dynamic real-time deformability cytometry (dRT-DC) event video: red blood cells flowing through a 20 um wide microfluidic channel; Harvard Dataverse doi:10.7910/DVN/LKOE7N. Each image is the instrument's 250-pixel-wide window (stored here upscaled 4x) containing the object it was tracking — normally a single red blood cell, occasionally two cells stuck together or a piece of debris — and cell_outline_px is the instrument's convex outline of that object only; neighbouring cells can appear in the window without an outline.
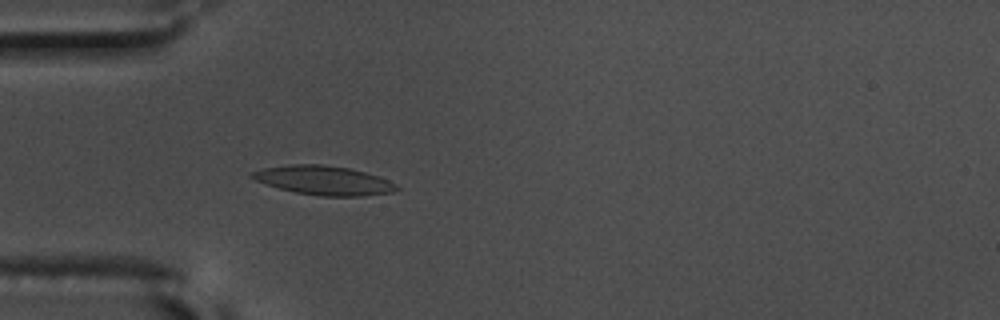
{"species": "common noctule bat (a hibernating species)", "species_latin": "Nyctalus noctula", "temperature_condition": "warm", "stored_images_in_passage": 56, "camera_frame_rate_fps": 3000, "um_per_image_px": 0.085, "animal": {"sex": "male", "body_mass_g": 17.5, "forearm_length_mm": 52.3}, "frame": {"image": 1, "passage_image": 17, "time_ms": 5.333, "image_size_px": [1000, 320], "cell_outline_px": [[400, 188], [392, 192], [360, 196], [320, 196], [296, 192], [280, 188], [256, 180], [248, 176], [248, 172], [264, 168], [292, 164], [320, 164], [348, 168], [380, 176], [396, 184]], "centroid_in_image_um": [27.51, 15.33], "position_along_channel_um": 57.5, "area_um2": 24.33}}
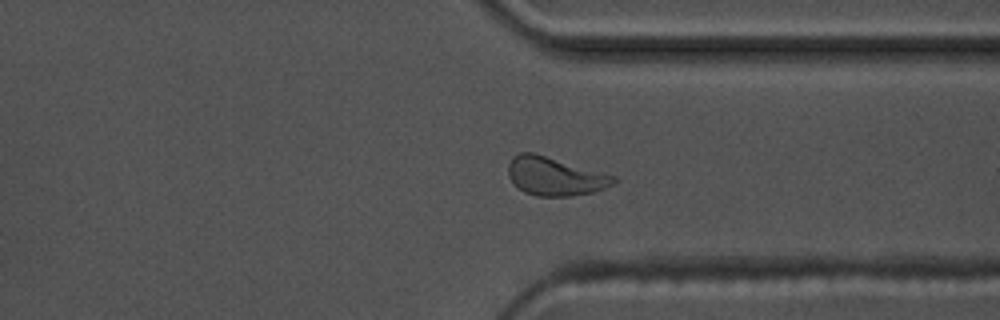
{"frame": {"image": 2, "passage_image": 43, "time_ms": 14.0, "image_size_px": [1000, 320], "cell_outline_px": [[616, 180], [612, 184], [604, 188], [592, 192], [572, 196], [536, 196], [524, 192], [508, 176], [508, 164], [512, 156], [520, 152], [532, 152], [616, 176]], "centroid_in_image_um": [47.14, 14.98], "position_along_channel_um": 364.3, "area_um2": 23.35}}
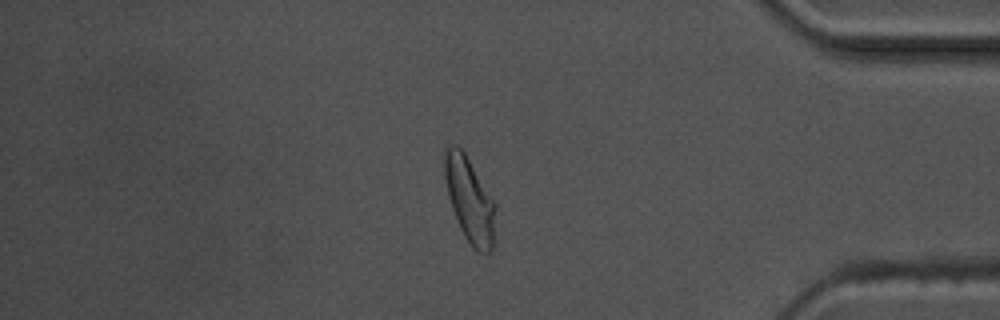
{"frame": {"image": 3, "passage_image": 48, "time_ms": 15.667, "image_size_px": [1000, 320], "cell_outline_px": [[496, 208], [492, 252], [480, 252], [464, 236], [460, 228], [452, 208], [448, 196], [444, 176], [444, 148], [448, 144], [456, 144], [464, 152], [496, 204]], "centroid_in_image_um": [39.9, 16.94], "position_along_channel_um": 395.3, "area_um2": 24.97}, "authors_computed_cell_mechanics": {"area_um2": 22.7732, "velocity_mm_per_s": 3.6003, "shape_relaxation_time_tau1_ms": 5.811, "shape_relaxation_time_tau2_ms": 1.8608, "deformation_change_tau1": 0.1766, "deformation_change_tau2": 0.0682}}